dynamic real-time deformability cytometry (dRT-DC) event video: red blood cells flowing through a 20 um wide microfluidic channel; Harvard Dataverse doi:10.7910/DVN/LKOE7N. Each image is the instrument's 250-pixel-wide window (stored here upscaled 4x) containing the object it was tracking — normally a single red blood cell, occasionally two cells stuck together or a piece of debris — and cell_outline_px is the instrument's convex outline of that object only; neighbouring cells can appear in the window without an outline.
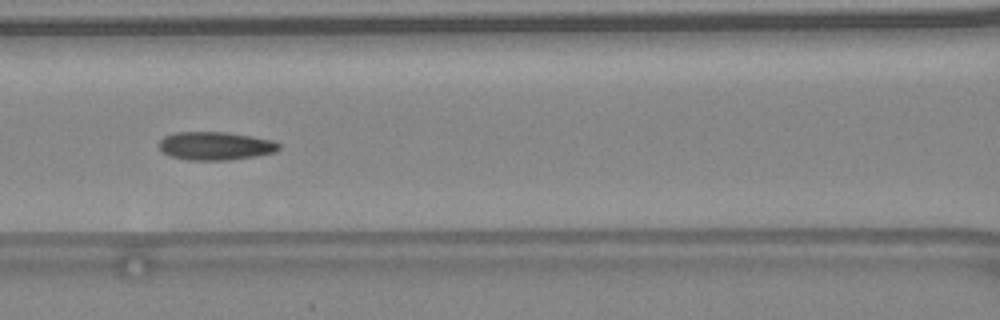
{"species": "common noctule bat (a hibernating species)", "species_latin": "Nyctalus noctula", "temperature_condition": "warm", "stored_images_in_passage": 19, "camera_frame_rate_fps": 3000, "um_per_image_px": 0.085, "animal": {"sex": "female", "body_mass_g": 24.6, "forearm_length_mm": 56.2}, "frame": {"image": 1, "passage_image": 16, "time_ms": 5.0, "image_size_px": [1000, 320], "cell_outline_px": [[280, 148], [276, 152], [256, 156], [228, 160], [188, 160], [172, 156], [164, 152], [160, 148], [160, 140], [164, 136], [176, 132], [224, 132], [272, 140], [280, 144]], "centroid_in_image_um": [18.32, 12.4], "position_along_channel_um": 148.3, "area_um2": 19.54}}